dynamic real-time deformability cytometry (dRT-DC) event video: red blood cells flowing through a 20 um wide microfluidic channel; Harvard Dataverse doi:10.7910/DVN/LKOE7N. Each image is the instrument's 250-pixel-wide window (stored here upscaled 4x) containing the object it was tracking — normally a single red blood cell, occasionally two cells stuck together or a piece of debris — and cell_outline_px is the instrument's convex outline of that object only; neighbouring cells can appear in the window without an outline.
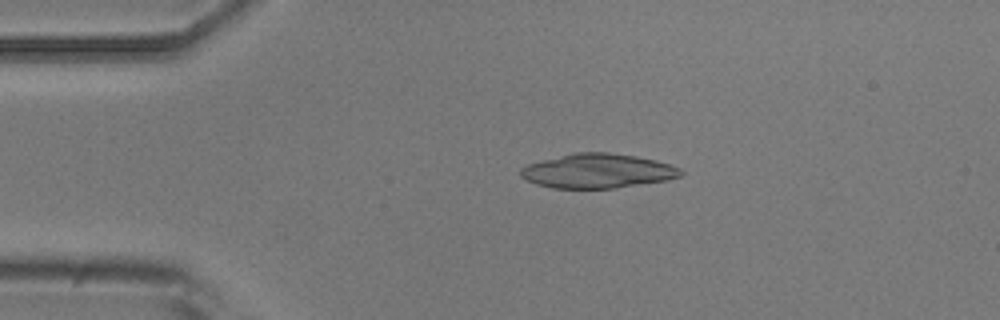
{"species": "common noctule bat (a hibernating species)", "species_latin": "Nyctalus noctula", "temperature_condition": "room temperature", "stored_images_in_passage": 5, "camera_frame_rate_fps": 3000, "um_per_image_px": 0.085, "animal": {"sex": "male", "body_mass_g": 20.5, "forearm_length_mm": 52.5}, "frame": {"image": 1, "passage_image": 3, "time_ms": 2.333, "image_size_px": [1000, 320], "cell_outline_px": [[684, 176], [668, 180], [616, 188], [552, 188], [536, 184], [520, 176], [520, 168], [528, 164], [572, 152], [608, 152], [636, 156], [656, 160], [680, 168], [684, 172]], "centroid_in_image_um": [50.83, 14.53], "position_along_channel_um": 34.2, "area_um2": 32.25}}